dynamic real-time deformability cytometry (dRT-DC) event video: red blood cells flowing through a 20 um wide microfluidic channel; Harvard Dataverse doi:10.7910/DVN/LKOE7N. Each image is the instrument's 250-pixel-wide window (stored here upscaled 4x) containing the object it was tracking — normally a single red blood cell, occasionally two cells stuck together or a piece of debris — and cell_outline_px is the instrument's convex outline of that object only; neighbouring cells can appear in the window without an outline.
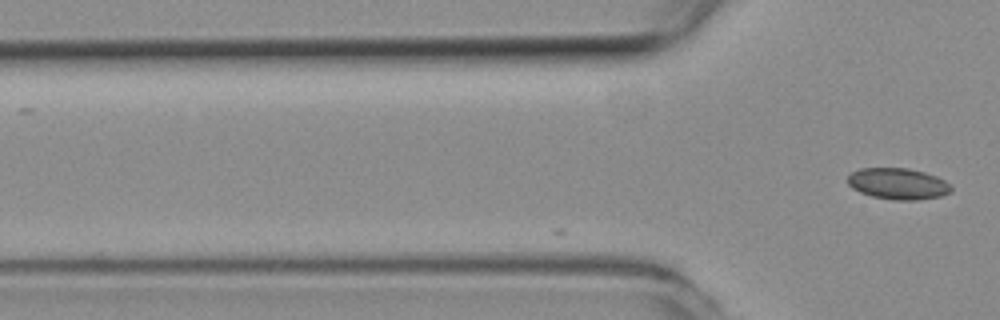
{"species": "common noctule bat (a hibernating species)", "species_latin": "Nyctalus noctula", "temperature_condition": "room temperature", "stored_images_in_passage": 2, "camera_frame_rate_fps": 3000, "um_per_image_px": 0.085, "animal": {"sex": "female", "body_mass_g": 19.3, "forearm_length_mm": 54.1}, "frame": {"image": 1, "passage_image": 2, "time_ms": 0.333, "image_size_px": [1000, 320], "cell_outline_px": [[952, 192], [940, 196], [916, 200], [892, 200], [872, 196], [860, 192], [852, 188], [848, 184], [848, 176], [852, 172], [860, 168], [908, 168], [924, 172], [936, 176], [944, 180], [952, 188]], "centroid_in_image_um": [76.32, 15.62], "position_along_channel_um": 49.5, "area_um2": 18.84}}